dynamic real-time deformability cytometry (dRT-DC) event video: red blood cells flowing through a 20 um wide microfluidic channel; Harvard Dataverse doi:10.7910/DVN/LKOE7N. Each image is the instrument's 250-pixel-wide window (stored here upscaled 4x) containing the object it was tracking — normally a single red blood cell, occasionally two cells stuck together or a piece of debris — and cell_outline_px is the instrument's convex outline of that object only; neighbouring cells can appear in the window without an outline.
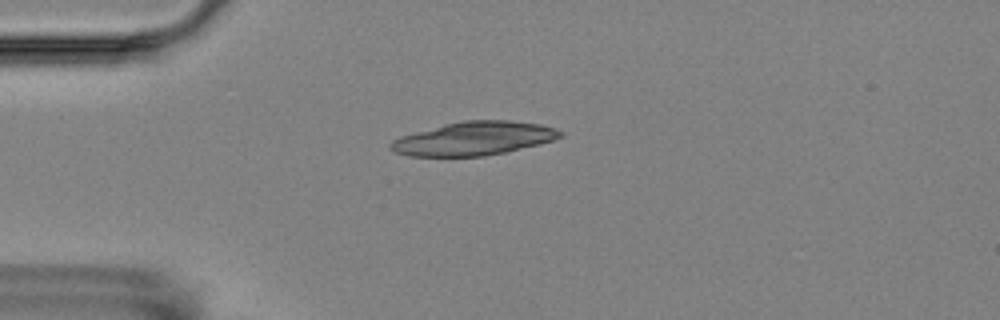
{"species": "Egyptian fruit bat (a non-hibernating species)", "species_latin": "Rousettus aegyptiacus", "temperature_condition": "room temperature", "stored_images_in_passage": 2, "camera_frame_rate_fps": 3000, "um_per_image_px": 0.085, "animal": {"sex": "female"}, "frame": {"image": 1, "passage_image": 1, "time_ms": 0.0, "image_size_px": [1000, 320], "cell_outline_px": [[564, 136], [540, 144], [504, 152], [484, 156], [408, 156], [392, 152], [388, 148], [388, 144], [392, 140], [400, 136], [444, 124], [464, 120], [508, 120], [540, 124], [556, 128], [564, 132]], "centroid_in_image_um": [40.25, 11.77], "position_along_channel_um": 44.7, "area_um2": 33.35}}